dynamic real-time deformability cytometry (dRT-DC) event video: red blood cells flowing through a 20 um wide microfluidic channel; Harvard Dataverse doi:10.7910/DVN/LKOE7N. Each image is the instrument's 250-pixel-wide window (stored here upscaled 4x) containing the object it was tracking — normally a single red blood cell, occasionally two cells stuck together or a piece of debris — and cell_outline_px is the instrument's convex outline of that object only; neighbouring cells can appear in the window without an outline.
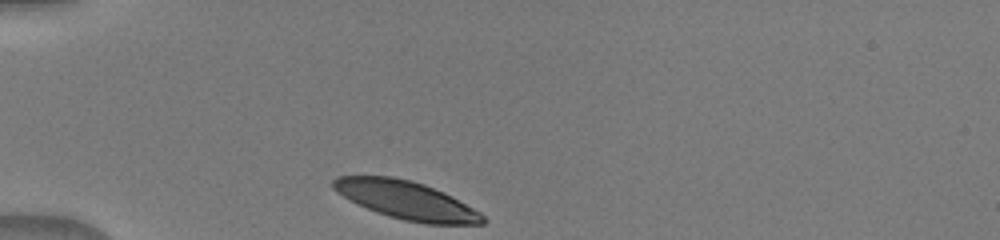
{"species": "human", "species_latin": "Homo sapiens", "temperature_condition": "warm", "stored_images_in_passage": 31, "camera_frame_rate_fps": 3000, "um_per_image_px": 0.085, "donor": {"sex": "male"}, "frame": {"image": 1, "passage_image": 1, "time_ms": 0.0, "image_size_px": [1000, 240], "cell_outline_px": [[488, 220], [484, 224], [424, 224], [404, 220], [388, 216], [376, 212], [336, 192], [332, 188], [332, 180], [336, 176], [392, 176], [412, 180], [424, 184], [444, 192], [452, 196], [480, 212]], "centroid_in_image_um": [34.57, 17.01], "position_along_channel_um": 50.4, "area_um2": 33.23}}
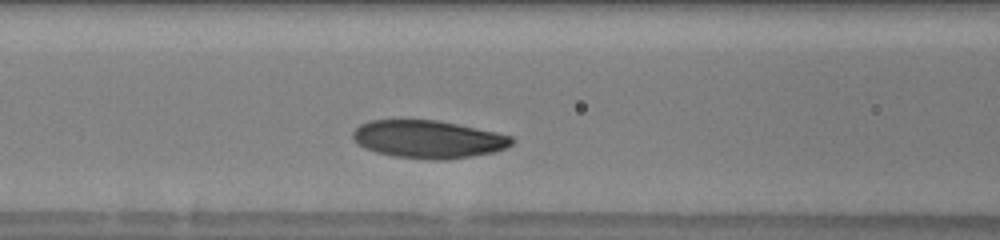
{"frame": {"image": 2, "passage_image": 9, "time_ms": 2.667, "image_size_px": [1000, 240], "cell_outline_px": [[512, 144], [508, 148], [496, 152], [472, 156], [444, 160], [432, 160], [396, 156], [376, 152], [364, 148], [356, 144], [352, 140], [352, 132], [360, 124], [368, 120], [436, 120], [496, 132], [512, 136]], "centroid_in_image_um": [36.38, 11.84], "position_along_channel_um": 130.2, "area_um2": 35.14}}
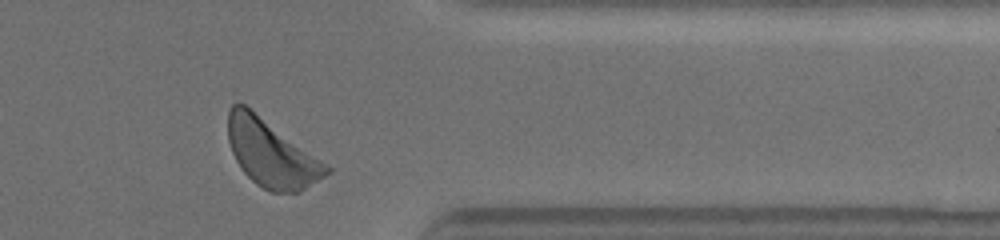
{"frame": {"image": 3, "passage_image": 29, "time_ms": 9.333, "image_size_px": [1000, 240], "cell_outline_px": [[332, 172], [304, 188], [296, 192], [272, 192], [256, 184], [240, 168], [232, 152], [228, 140], [228, 112], [232, 104], [244, 104], [332, 168]], "centroid_in_image_um": [23.03, 13.05], "position_along_channel_um": 388.4, "area_um2": 37.63}}